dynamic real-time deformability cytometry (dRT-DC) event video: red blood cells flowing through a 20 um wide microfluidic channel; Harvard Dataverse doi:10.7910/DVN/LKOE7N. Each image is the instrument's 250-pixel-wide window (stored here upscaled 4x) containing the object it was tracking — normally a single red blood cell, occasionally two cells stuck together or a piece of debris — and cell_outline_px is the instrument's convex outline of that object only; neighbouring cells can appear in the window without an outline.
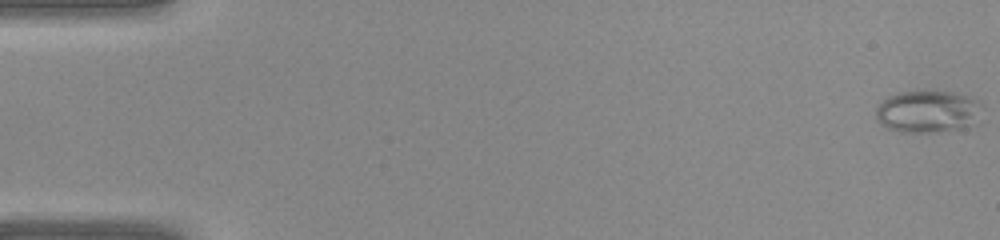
{"species": "common noctule bat (a hibernating species)", "species_latin": "Nyctalus noctula", "temperature_condition": "warm", "stored_images_in_passage": 41, "camera_frame_rate_fps": 3000, "um_per_image_px": 0.085, "animal": {"sex": "female", "body_mass_g": 22.0, "forearm_length_mm": 56.7}, "frame": {"image": 1, "passage_image": 1, "time_ms": 0.0, "image_size_px": [1000, 240], "cell_outline_px": [[980, 104], [964, 124], [960, 128], [936, 132], [900, 132], [888, 128], [880, 124], [876, 120], [876, 108], [880, 100], [888, 96], [900, 92], [948, 92], [964, 96], [976, 100]], "centroid_in_image_um": [78.61, 9.48], "position_along_channel_um": 6.4, "area_um2": 24.74}}
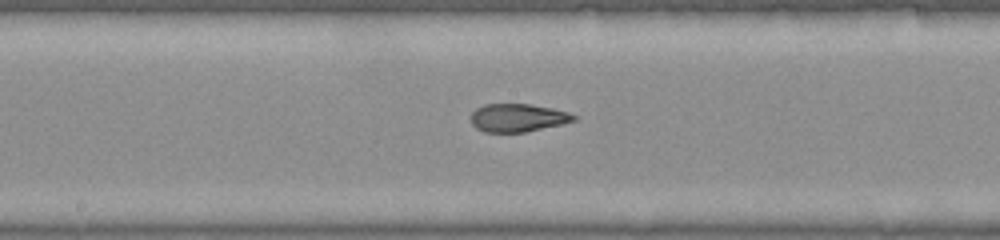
{"frame": {"image": 2, "passage_image": 22, "time_ms": 7.0, "image_size_px": [1000, 240], "cell_outline_px": [[576, 120], [560, 124], [524, 132], [484, 132], [476, 128], [472, 124], [472, 112], [476, 108], [484, 104], [528, 104], [552, 108], [568, 112], [576, 116]], "centroid_in_image_um": [43.98, 10.0], "position_along_channel_um": 204.2, "area_um2": 16.65}}
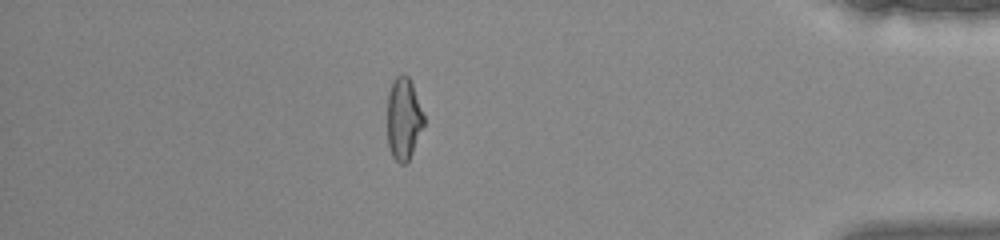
{"frame": {"image": 3, "passage_image": 36, "time_ms": 11.667, "image_size_px": [1000, 240], "cell_outline_px": [[424, 124], [412, 152], [408, 160], [404, 164], [400, 164], [392, 156], [388, 148], [388, 92], [392, 80], [396, 76], [408, 76], [412, 84], [424, 116]], "centroid_in_image_um": [34.29, 10.1], "position_along_channel_um": 400.9, "area_um2": 17.22}}